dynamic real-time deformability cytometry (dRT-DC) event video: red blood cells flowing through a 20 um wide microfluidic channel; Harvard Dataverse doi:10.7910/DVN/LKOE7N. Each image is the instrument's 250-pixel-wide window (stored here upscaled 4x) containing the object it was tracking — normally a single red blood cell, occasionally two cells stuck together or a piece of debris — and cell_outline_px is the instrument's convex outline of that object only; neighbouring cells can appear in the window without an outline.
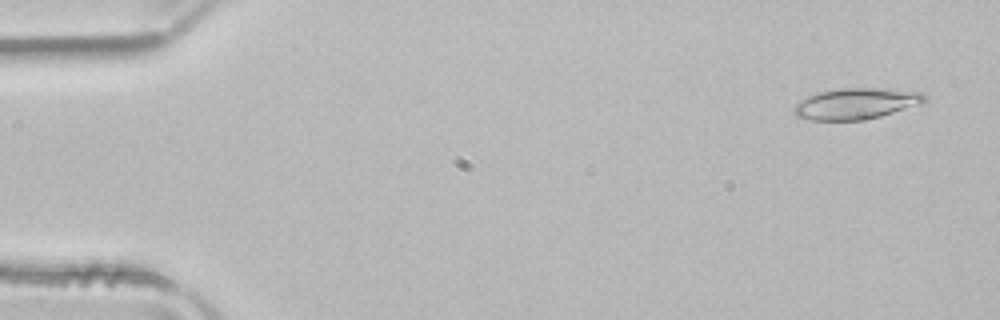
{"species": "common noctule bat (a hibernating species)", "species_latin": "Nyctalus noctula", "temperature_condition": "room temperature", "stored_images_in_passage": 11, "camera_frame_rate_fps": 3000, "um_per_image_px": 0.085, "animal": {"sex": "male", "body_mass_g": 21.5, "forearm_length_mm": 52.0}, "frame": {"image": 1, "passage_image": 2, "time_ms": 0.333, "image_size_px": [1000, 320], "cell_outline_px": [[928, 100], [924, 104], [880, 116], [864, 120], [812, 120], [796, 116], [792, 112], [792, 108], [796, 104], [808, 96], [820, 92], [840, 88], [888, 88], [920, 92]], "centroid_in_image_um": [72.8, 8.81], "position_along_channel_um": 12.2, "area_um2": 23.81}}